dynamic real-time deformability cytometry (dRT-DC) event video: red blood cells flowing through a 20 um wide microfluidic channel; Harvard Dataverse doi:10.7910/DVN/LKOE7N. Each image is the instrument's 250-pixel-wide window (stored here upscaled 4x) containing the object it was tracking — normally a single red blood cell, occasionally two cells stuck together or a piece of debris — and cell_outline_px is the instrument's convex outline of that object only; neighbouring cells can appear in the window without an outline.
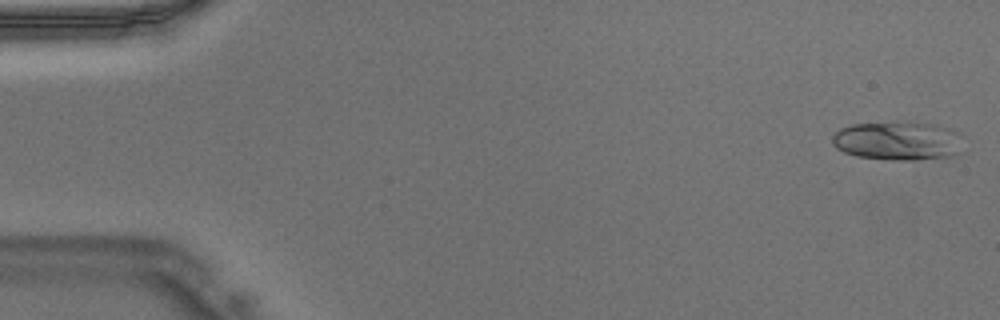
{"species": "Egyptian fruit bat (a non-hibernating species)", "species_latin": "Rousettus aegyptiacus", "temperature_condition": "warm", "stored_images_in_passage": 11, "camera_frame_rate_fps": 3000, "um_per_image_px": 0.085, "animal": {"sex": "male"}, "frame": {"image": 1, "passage_image": 1, "time_ms": 0.0, "image_size_px": [1000, 320], "cell_outline_px": [[964, 136], [960, 152], [952, 156], [916, 160], [900, 160], [856, 156], [844, 152], [836, 148], [832, 144], [832, 136], [840, 128], [852, 124], [900, 120], [912, 120], [936, 124], [952, 128], [960, 132]], "centroid_in_image_um": [76.38, 11.92], "position_along_channel_um": 8.6, "area_um2": 30.75}}